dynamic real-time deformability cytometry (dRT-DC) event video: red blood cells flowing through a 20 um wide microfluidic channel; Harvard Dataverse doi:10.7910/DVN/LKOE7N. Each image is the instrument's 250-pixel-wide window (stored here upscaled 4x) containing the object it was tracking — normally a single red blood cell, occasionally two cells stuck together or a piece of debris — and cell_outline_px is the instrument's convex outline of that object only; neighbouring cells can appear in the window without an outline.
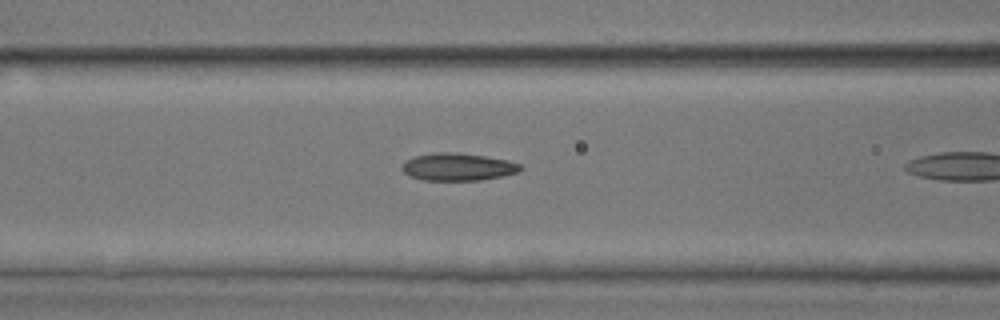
{"species": "common noctule bat (a hibernating species)", "species_latin": "Nyctalus noctula", "temperature_condition": "room temperature", "stored_images_in_passage": 10, "camera_frame_rate_fps": 3000, "um_per_image_px": 0.085, "animal": {"sex": "male", "body_mass_g": 17.9, "forearm_length_mm": 54.2}, "frame": {"image": 1, "passage_image": 9, "time_ms": 2.667, "image_size_px": [1000, 320], "cell_outline_px": [[524, 168], [520, 172], [504, 176], [480, 180], [424, 180], [412, 176], [404, 172], [400, 168], [404, 160], [412, 156], [432, 152], [456, 152], [484, 156], [508, 160], [520, 164]], "centroid_in_image_um": [38.92, 14.17], "position_along_channel_um": 127.7, "area_um2": 19.25}}